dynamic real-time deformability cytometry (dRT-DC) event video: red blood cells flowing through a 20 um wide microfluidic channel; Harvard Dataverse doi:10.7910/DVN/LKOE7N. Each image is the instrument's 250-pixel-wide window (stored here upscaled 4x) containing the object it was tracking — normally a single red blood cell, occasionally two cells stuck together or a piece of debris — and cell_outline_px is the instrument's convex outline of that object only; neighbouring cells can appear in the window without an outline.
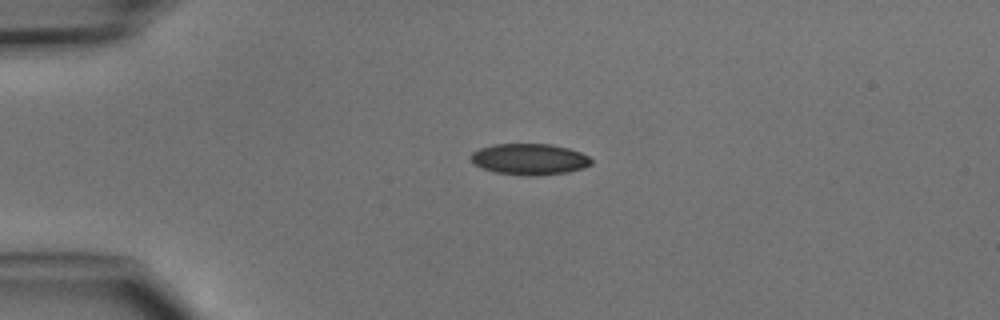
{"species": "common noctule bat (a hibernating species)", "species_latin": "Nyctalus noctula", "temperature_condition": "cold", "stored_images_in_passage": 3, "camera_frame_rate_fps": 3000, "um_per_image_px": 0.085, "animal": {"sex": "male", "body_mass_g": 15.6}, "frame": {"image": 1, "passage_image": 1, "time_ms": 0.0, "image_size_px": [1000, 320], "cell_outline_px": [[592, 164], [568, 172], [536, 176], [532, 176], [496, 172], [484, 168], [476, 164], [472, 160], [472, 152], [480, 148], [492, 144], [552, 144], [568, 148], [580, 152], [588, 156], [592, 160]], "centroid_in_image_um": [45.03, 13.52], "position_along_channel_um": 40.0, "area_um2": 21.62}}